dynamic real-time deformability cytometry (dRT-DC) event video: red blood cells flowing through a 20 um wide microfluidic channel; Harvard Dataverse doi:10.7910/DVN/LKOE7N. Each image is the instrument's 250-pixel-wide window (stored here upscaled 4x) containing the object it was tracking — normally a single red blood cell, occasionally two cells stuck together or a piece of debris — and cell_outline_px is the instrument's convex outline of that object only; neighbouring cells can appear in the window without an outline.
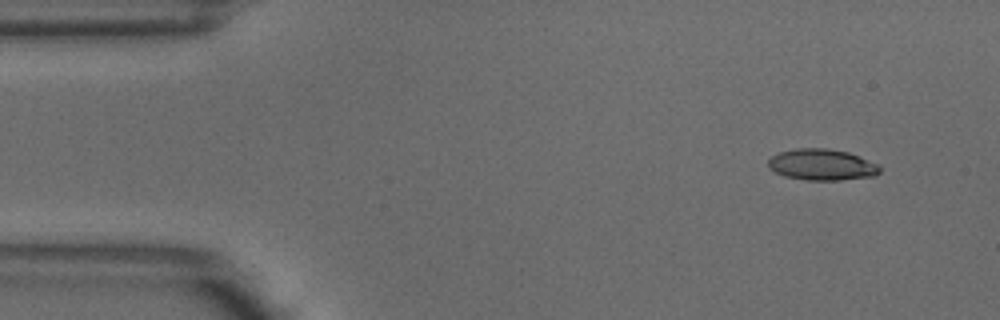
{"species": "common noctule bat (a hibernating species)", "species_latin": "Nyctalus noctula", "temperature_condition": "warm", "stored_images_in_passage": 8, "camera_frame_rate_fps": 3000, "um_per_image_px": 0.085, "animal": {"sex": "male", "body_mass_g": 18.8}, "frame": {"image": 1, "passage_image": 1, "time_ms": 0.0, "image_size_px": [1000, 320], "cell_outline_px": [[880, 172], [872, 176], [840, 180], [808, 180], [784, 176], [768, 168], [768, 160], [772, 156], [780, 152], [796, 148], [828, 148], [848, 152], [876, 164], [880, 168]], "centroid_in_image_um": [69.82, 13.99], "position_along_channel_um": 15.2, "area_um2": 20.11}}
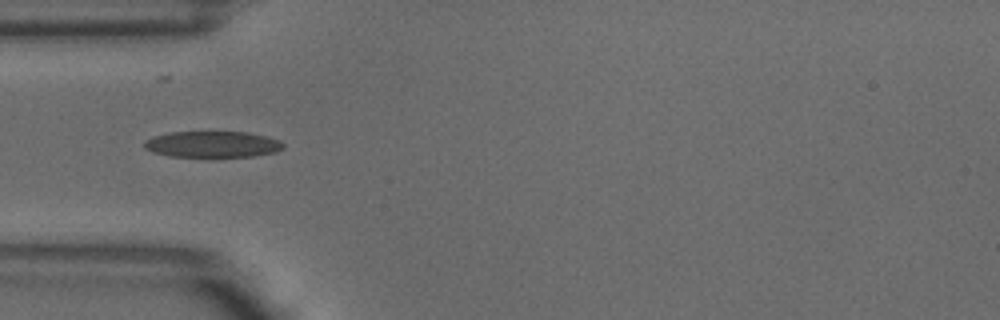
{"frame": {"image": 2, "passage_image": 4, "time_ms": 1.0, "image_size_px": [1000, 320], "cell_outline_px": [[284, 148], [276, 152], [252, 156], [168, 156], [152, 152], [144, 148], [144, 140], [152, 136], [168, 132], [248, 132], [280, 140], [284, 144]], "centroid_in_image_um": [18.03, 12.26], "position_along_channel_um": 67.0, "area_um2": 21.21}}
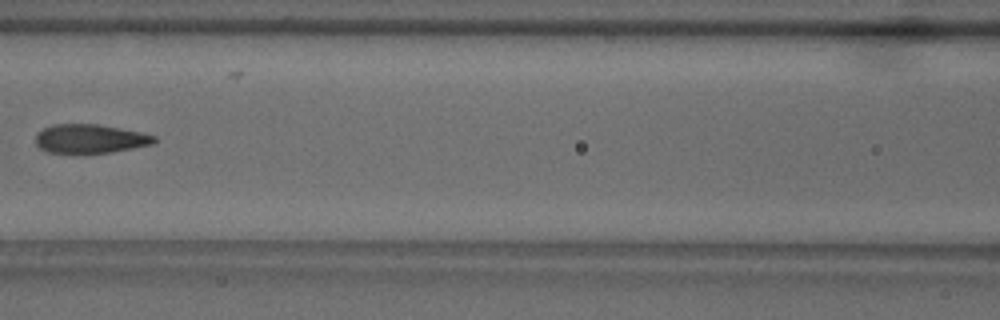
{"frame": {"image": 3, "passage_image": 6, "time_ms": 1.667, "image_size_px": [1000, 320], "cell_outline_px": [[156, 140], [152, 144], [112, 152], [48, 152], [40, 148], [36, 144], [36, 132], [52, 124], [96, 124], [140, 132], [156, 136]], "centroid_in_image_um": [7.63, 11.78], "position_along_channel_um": 159.0, "area_um2": 19.65}}